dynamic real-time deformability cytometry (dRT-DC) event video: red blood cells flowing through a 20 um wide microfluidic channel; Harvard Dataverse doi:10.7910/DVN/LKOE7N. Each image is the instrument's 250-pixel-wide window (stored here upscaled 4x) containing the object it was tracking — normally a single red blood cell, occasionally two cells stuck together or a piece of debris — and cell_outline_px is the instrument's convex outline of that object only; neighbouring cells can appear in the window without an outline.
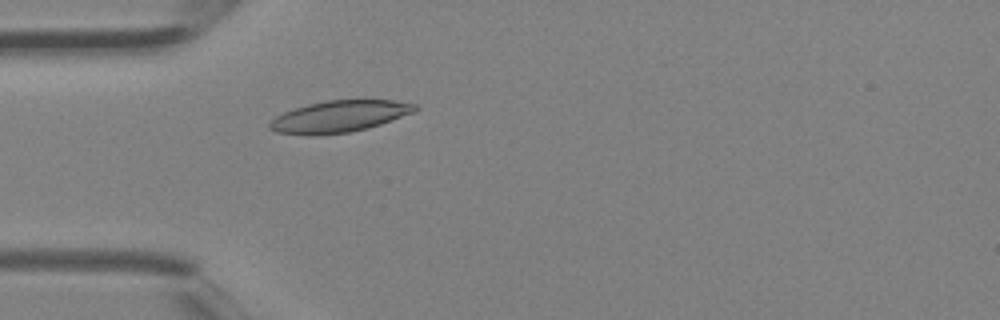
{"species": "Egyptian fruit bat (a non-hibernating species)", "species_latin": "Rousettus aegyptiacus", "temperature_condition": "room temperature", "stored_images_in_passage": 4, "camera_frame_rate_fps": 3000, "um_per_image_px": 0.085, "animal": {"sex": "female"}, "frame": {"image": 1, "passage_image": 4, "time_ms": 1.0, "image_size_px": [1000, 320], "cell_outline_px": [[420, 108], [416, 112], [368, 128], [348, 132], [316, 136], [308, 136], [276, 132], [268, 128], [268, 124], [276, 116], [284, 112], [308, 104], [328, 100], [392, 100], [416, 104]], "centroid_in_image_um": [28.85, 9.91], "position_along_channel_um": 56.2, "area_um2": 26.93}}